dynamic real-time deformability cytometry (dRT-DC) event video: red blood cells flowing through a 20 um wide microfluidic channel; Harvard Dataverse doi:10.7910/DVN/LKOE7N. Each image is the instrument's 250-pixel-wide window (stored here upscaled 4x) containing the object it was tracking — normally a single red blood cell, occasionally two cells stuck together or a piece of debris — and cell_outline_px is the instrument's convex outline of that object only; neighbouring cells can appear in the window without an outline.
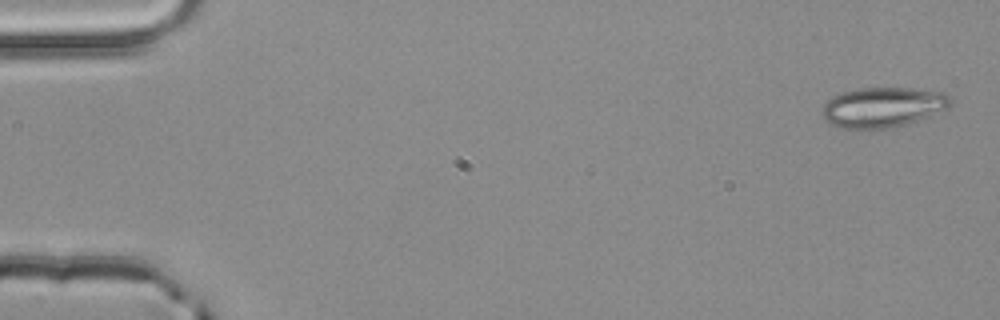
{"species": "common noctule bat (a hibernating species)", "species_latin": "Nyctalus noctula", "temperature_condition": "room temperature", "stored_images_in_passage": 4, "camera_frame_rate_fps": 3000, "um_per_image_px": 0.085, "animal": {"sex": "male", "body_mass_g": 20.4}, "frame": {"image": 1, "passage_image": 1, "time_ms": 0.0, "image_size_px": [1000, 320], "cell_outline_px": [[952, 104], [948, 108], [928, 116], [904, 124], [888, 128], [840, 128], [828, 124], [824, 120], [820, 108], [832, 96], [840, 92], [856, 88], [912, 88], [944, 92], [952, 100]], "centroid_in_image_um": [74.99, 9.1], "position_along_channel_um": 10.0, "area_um2": 30.11}}
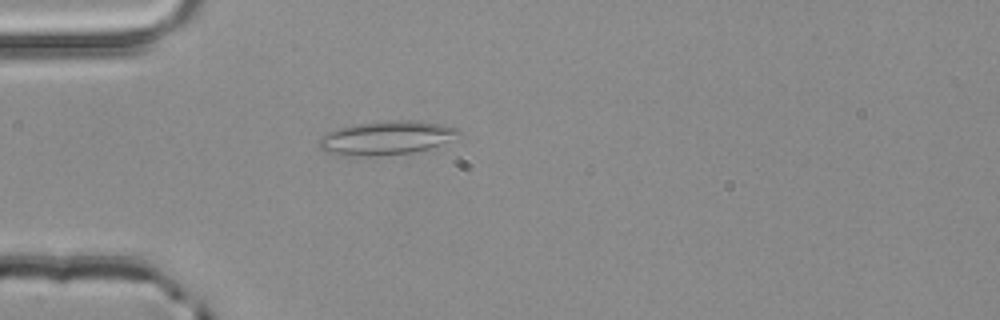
{"frame": {"image": 2, "passage_image": 4, "time_ms": 1.0, "image_size_px": [1000, 320], "cell_outline_px": [[460, 136], [440, 144], [428, 148], [412, 152], [372, 156], [340, 156], [324, 152], [316, 144], [316, 140], [324, 132], [352, 124], [388, 120], [420, 120], [440, 124], [456, 128], [460, 132]], "centroid_in_image_um": [32.72, 11.71], "position_along_channel_um": 52.3, "area_um2": 27.98}}